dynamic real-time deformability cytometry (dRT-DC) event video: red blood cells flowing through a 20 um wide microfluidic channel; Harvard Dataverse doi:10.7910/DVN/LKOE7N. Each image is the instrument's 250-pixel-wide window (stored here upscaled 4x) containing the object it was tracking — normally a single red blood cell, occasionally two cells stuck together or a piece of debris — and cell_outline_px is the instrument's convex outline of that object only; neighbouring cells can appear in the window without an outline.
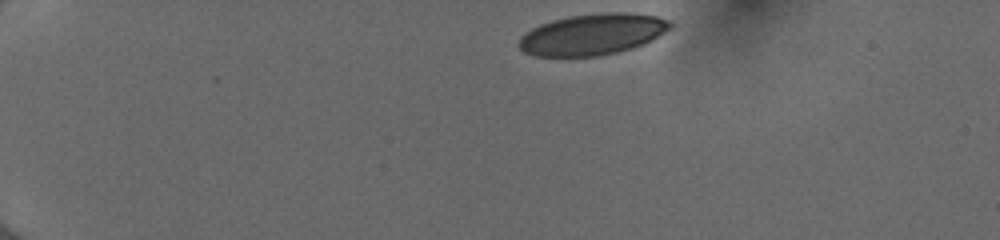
{"species": "human", "species_latin": "Homo sapiens", "temperature_condition": "cold", "stored_images_in_passage": 42, "camera_frame_rate_fps": 3000, "um_per_image_px": 0.085, "donor": {"sex": "female"}, "frame": {"image": 1, "passage_image": 1, "time_ms": 0.0, "image_size_px": [1000, 240], "cell_outline_px": [[672, 28], [652, 40], [644, 44], [632, 48], [616, 52], [596, 56], [536, 56], [524, 52], [520, 48], [520, 36], [532, 28], [540, 24], [552, 20], [572, 16], [600, 12], [628, 12], [656, 16], [672, 20]], "centroid_in_image_um": [50.41, 2.91], "position_along_channel_um": 34.6, "area_um2": 36.36}}
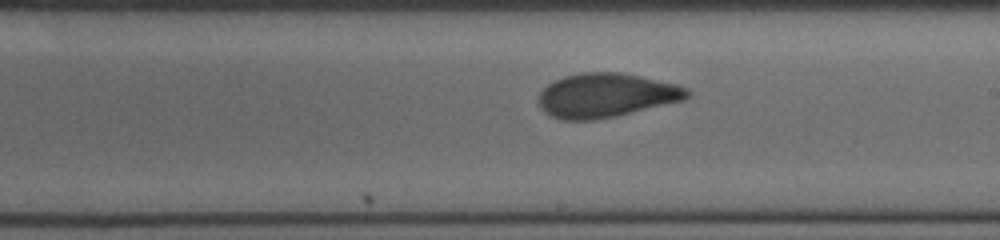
{"frame": {"image": 2, "passage_image": 23, "time_ms": 7.333, "image_size_px": [1000, 240], "cell_outline_px": [[692, 96], [684, 100], [612, 116], [592, 120], [560, 120], [544, 112], [540, 104], [540, 92], [548, 84], [564, 76], [580, 72], [620, 72], [640, 76], [676, 84], [688, 88], [692, 92]], "centroid_in_image_um": [51.54, 8.09], "position_along_channel_um": 237.5, "area_um2": 37.92}}
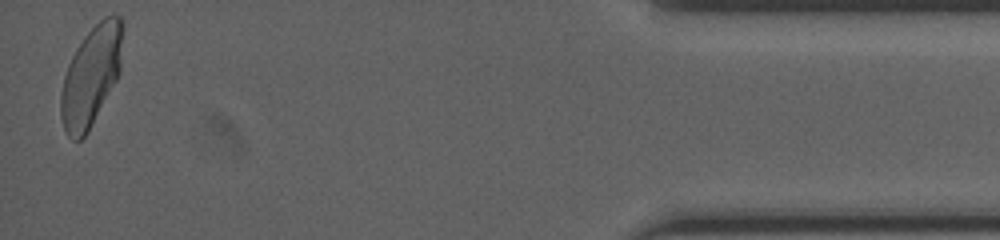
{"frame": {"image": 3, "passage_image": 42, "time_ms": 13.667, "image_size_px": [1000, 240], "cell_outline_px": [[124, 28], [120, 72], [116, 80], [88, 132], [80, 140], [72, 140], [68, 136], [64, 128], [60, 116], [60, 96], [64, 76], [68, 64], [76, 48], [84, 36], [104, 16], [120, 16], [124, 24]], "centroid_in_image_um": [7.75, 6.45], "position_along_channel_um": 427.5, "area_um2": 36.01}, "authors_computed_cell_mechanics": {"area_um2": 37.6856, "velocity_mm_per_s": 3.9929, "shape_relaxation_time_tau1_ms": 3.8713, "shape_relaxation_time_tau2_ms": 0.8795, "deformation_change_tau1": 0.1473, "deformation_change_tau2": 0.0672}}